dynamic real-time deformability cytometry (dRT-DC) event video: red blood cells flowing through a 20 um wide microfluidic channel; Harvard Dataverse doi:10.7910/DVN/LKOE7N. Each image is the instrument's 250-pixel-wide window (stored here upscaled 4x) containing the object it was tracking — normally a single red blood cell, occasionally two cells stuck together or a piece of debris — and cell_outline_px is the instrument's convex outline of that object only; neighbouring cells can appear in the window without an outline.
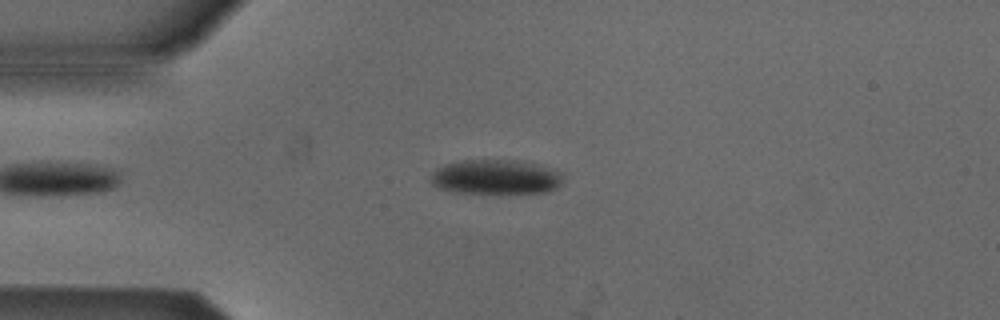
{"species": "Egyptian fruit bat (a non-hibernating species)", "species_latin": "Rousettus aegyptiacus", "temperature_condition": "cold", "stored_images_in_passage": 10, "camera_frame_rate_fps": 3000, "um_per_image_px": 0.085, "animal": {"sex": "male"}, "frame": {"image": 1, "passage_image": 8, "time_ms": 2.333, "image_size_px": [1000, 320], "cell_outline_px": [[564, 172], [560, 184], [556, 188], [548, 192], [456, 192], [436, 188], [428, 180], [428, 176], [436, 168], [444, 164], [464, 160], [516, 160]], "centroid_in_image_um": [42.06, 15.03], "position_along_channel_um": 42.9, "area_um2": 26.59}}